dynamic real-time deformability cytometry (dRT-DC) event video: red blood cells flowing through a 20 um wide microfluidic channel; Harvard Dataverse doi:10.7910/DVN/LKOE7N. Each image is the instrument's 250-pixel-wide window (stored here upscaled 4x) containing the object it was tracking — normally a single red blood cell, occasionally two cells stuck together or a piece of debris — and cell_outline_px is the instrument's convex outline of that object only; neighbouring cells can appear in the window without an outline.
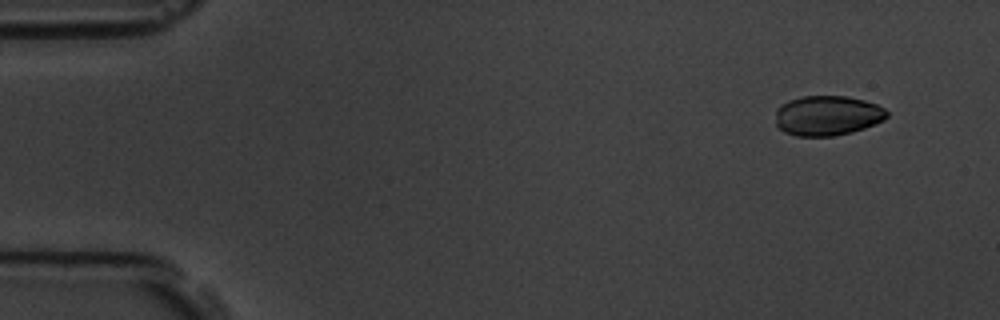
{"species": "common noctule bat (a hibernating species)", "species_latin": "Nyctalus noctula", "temperature_condition": "room temperature", "stored_images_in_passage": 15, "camera_frame_rate_fps": 3000, "um_per_image_px": 0.085, "animal": {"sex": "male", "body_mass_g": 19.5, "forearm_length_mm": 54.6}, "frame": {"image": 1, "passage_image": 2, "time_ms": 1.333, "image_size_px": [1000, 320], "cell_outline_px": [[888, 116], [884, 120], [864, 128], [852, 132], [832, 136], [796, 136], [784, 132], [776, 124], [776, 108], [780, 104], [788, 100], [804, 96], [848, 96], [864, 100], [876, 104], [884, 108], [888, 112]], "centroid_in_image_um": [70.32, 9.82], "position_along_channel_um": 14.7, "area_um2": 26.07}}
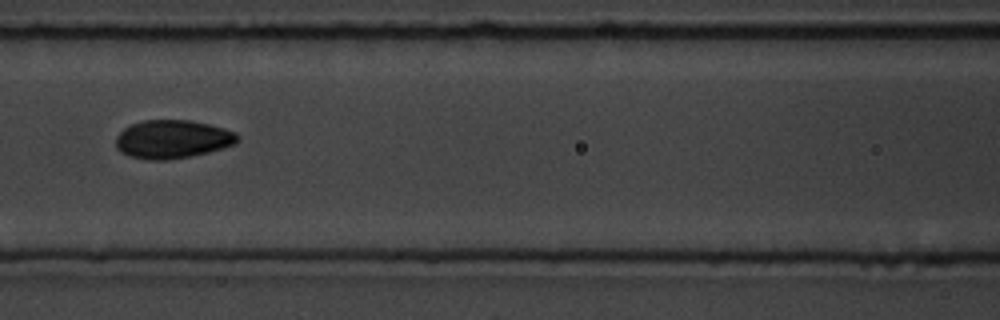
{"frame": {"image": 2, "passage_image": 7, "time_ms": 8.0, "image_size_px": [1000, 320], "cell_outline_px": [[240, 140], [236, 144], [224, 148], [208, 152], [168, 160], [148, 160], [132, 156], [120, 152], [116, 148], [116, 136], [124, 128], [132, 124], [144, 120], [188, 120], [208, 124], [224, 128], [236, 132], [240, 136]], "centroid_in_image_um": [14.69, 11.83], "position_along_channel_um": 151.9, "area_um2": 27.28}}
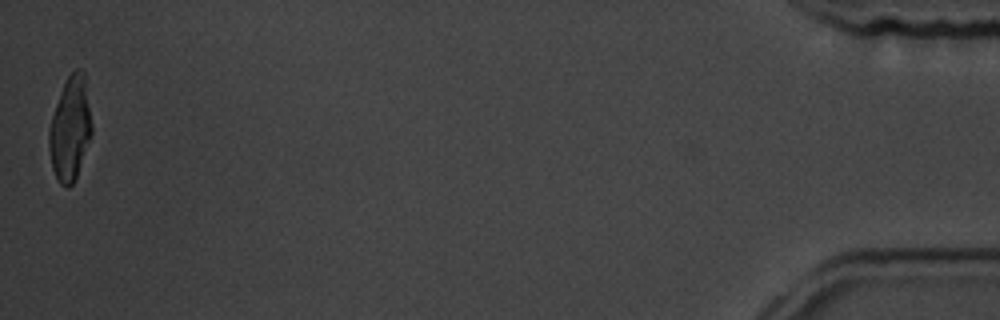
{"frame": {"image": 3, "passage_image": 15, "time_ms": 18.0, "image_size_px": [1000, 320], "cell_outline_px": [[92, 132], [76, 180], [68, 188], [64, 188], [60, 184], [52, 168], [48, 144], [48, 128], [60, 92], [68, 76], [76, 68], [80, 68], [84, 72], [92, 124]], "centroid_in_image_um": [5.96, 10.97], "position_along_channel_um": 429.2, "area_um2": 25.95}, "authors_computed_cell_mechanics": {"area_um2": 27.1082, "velocity_mm_per_s": 3.7425, "shape_relaxation_time_tau1_ms": 4.0304, "shape_relaxation_time_tau2_ms": null, "deformation_change_tau1": 0.1138, "deformation_change_tau2": null}}